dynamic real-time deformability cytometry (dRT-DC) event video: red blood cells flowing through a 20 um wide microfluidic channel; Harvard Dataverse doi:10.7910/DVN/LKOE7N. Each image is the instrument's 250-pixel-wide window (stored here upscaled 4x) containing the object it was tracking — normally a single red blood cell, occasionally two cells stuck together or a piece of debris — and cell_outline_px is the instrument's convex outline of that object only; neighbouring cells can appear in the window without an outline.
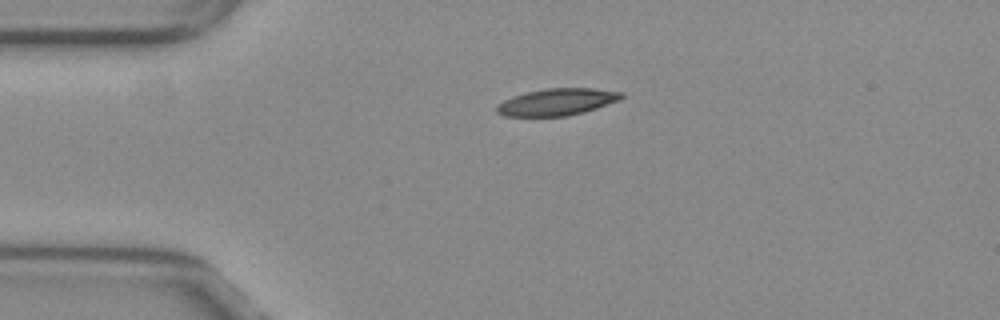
{"species": "common noctule bat (a hibernating species)", "species_latin": "Nyctalus noctula", "temperature_condition": "warm", "stored_images_in_passage": 42, "camera_frame_rate_fps": 3000, "um_per_image_px": 0.085, "animal": {"sex": "female", "body_mass_g": 29.2, "forearm_length_mm": 56.3}, "frame": {"image": 1, "passage_image": 1, "time_ms": 0.0, "image_size_px": [1000, 320], "cell_outline_px": [[624, 96], [620, 100], [584, 112], [568, 116], [504, 116], [496, 112], [496, 104], [512, 96], [544, 88], [592, 88], [624, 92]], "centroid_in_image_um": [47.34, 8.66], "position_along_channel_um": 37.7, "area_um2": 19.65}}
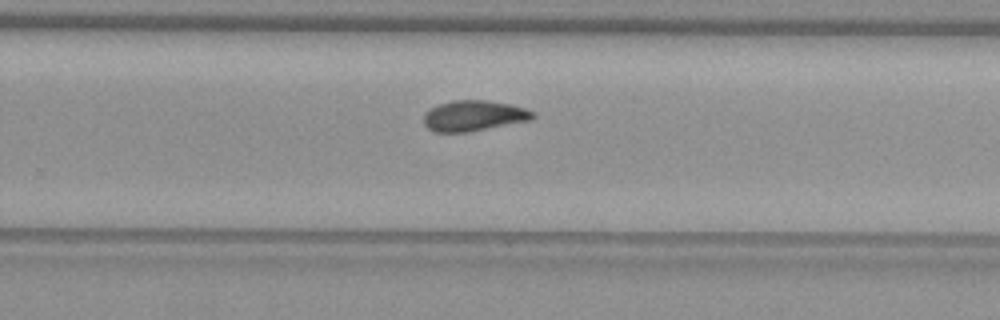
{"frame": {"image": 2, "passage_image": 23, "time_ms": 7.333, "image_size_px": [1000, 320], "cell_outline_px": [[536, 116], [532, 120], [468, 132], [432, 132], [424, 124], [424, 112], [428, 108], [436, 104], [452, 100], [484, 100], [512, 104], [524, 108], [532, 112]], "centroid_in_image_um": [40.23, 9.83], "position_along_channel_um": 289.6, "area_um2": 19.71}}
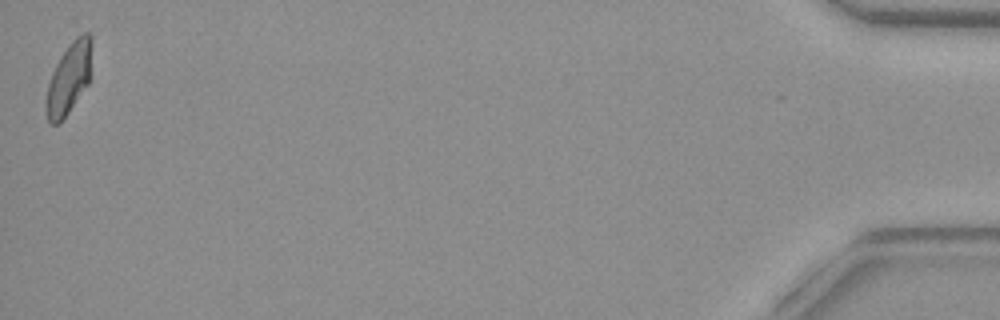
{"frame": {"image": 3, "passage_image": 42, "time_ms": 13.667, "image_size_px": [1000, 320], "cell_outline_px": [[92, 76], [88, 84], [68, 112], [56, 124], [48, 124], [44, 112], [44, 108], [48, 84], [52, 72], [60, 56], [72, 40], [76, 36], [84, 32], [88, 32], [92, 36]], "centroid_in_image_um": [5.88, 6.62], "position_along_channel_um": 429.3, "area_um2": 19.42}, "authors_computed_cell_mechanics": {"area_um2": 19.5653, "velocity_mm_per_s": 3.8552, "shape_relaxation_time_tau1_ms": null, "shape_relaxation_time_tau2_ms": 4.5456, "deformation_change_tau1": null, "deformation_change_tau2": 0.1117}}